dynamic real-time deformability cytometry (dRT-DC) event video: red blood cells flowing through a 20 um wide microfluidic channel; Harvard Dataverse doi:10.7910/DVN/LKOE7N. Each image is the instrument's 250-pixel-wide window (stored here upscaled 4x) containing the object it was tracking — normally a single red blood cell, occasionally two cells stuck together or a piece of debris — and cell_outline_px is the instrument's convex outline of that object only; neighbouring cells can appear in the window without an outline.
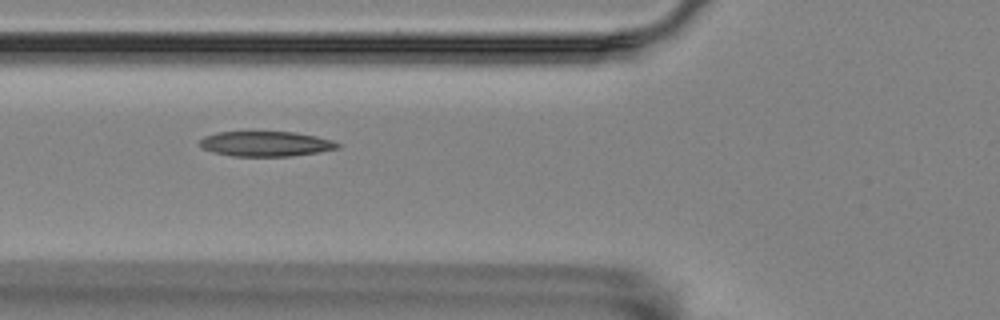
{"species": "Egyptian fruit bat (a non-hibernating species)", "species_latin": "Rousettus aegyptiacus", "temperature_condition": "room temperature", "stored_images_in_passage": 9, "camera_frame_rate_fps": 3000, "um_per_image_px": 0.085, "animal": {"sex": "female"}, "frame": {"image": 1, "passage_image": 7, "time_ms": 2.0, "image_size_px": [1000, 320], "cell_outline_px": [[340, 148], [320, 152], [292, 156], [232, 156], [212, 152], [204, 148], [200, 144], [200, 140], [204, 136], [216, 132], [296, 132], [316, 136], [332, 140], [340, 144]], "centroid_in_image_um": [22.62, 12.23], "position_along_channel_um": 103.2, "area_um2": 20.17}}
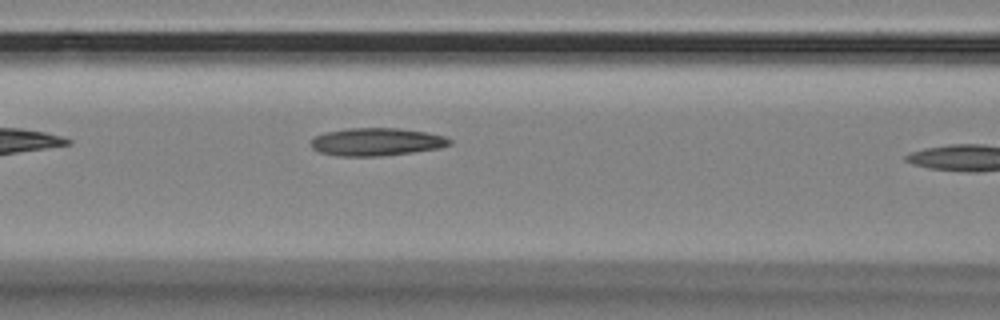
{"frame": {"image": 2, "passage_image": 8, "time_ms": 2.333, "image_size_px": [1000, 320], "cell_outline_px": [[452, 144], [440, 148], [412, 152], [380, 156], [336, 156], [320, 152], [312, 148], [312, 140], [316, 136], [324, 132], [348, 128], [400, 128], [428, 132], [444, 136], [452, 140]], "centroid_in_image_um": [32.03, 12.05], "position_along_channel_um": 134.6, "area_um2": 22.54}}